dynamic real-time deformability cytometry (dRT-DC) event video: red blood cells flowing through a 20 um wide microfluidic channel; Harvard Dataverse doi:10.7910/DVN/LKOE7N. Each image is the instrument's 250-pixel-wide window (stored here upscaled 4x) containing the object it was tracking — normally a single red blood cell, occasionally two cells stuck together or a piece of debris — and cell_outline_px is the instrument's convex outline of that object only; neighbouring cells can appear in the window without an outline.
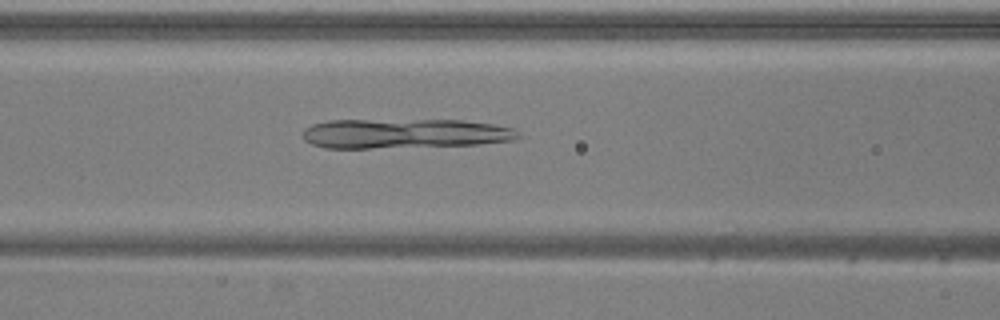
{"species": "common noctule bat (a hibernating species)", "species_latin": "Nyctalus noctula", "temperature_condition": "warm", "stored_images_in_passage": 51, "camera_frame_rate_fps": 3000, "um_per_image_px": 0.085, "animal": {"sex": "male", "body_mass_g": 20.5, "forearm_length_mm": 52.5}, "frame": {"image": 1, "passage_image": 20, "time_ms": 6.333, "image_size_px": [1000, 320], "cell_outline_px": [[520, 136], [512, 140], [476, 144], [368, 148], [324, 148], [312, 144], [304, 140], [304, 128], [312, 124], [328, 120], [464, 120], [492, 124], [516, 128], [520, 132]], "centroid_in_image_um": [34.38, 11.34], "position_along_channel_um": 132.2, "area_um2": 37.17}}
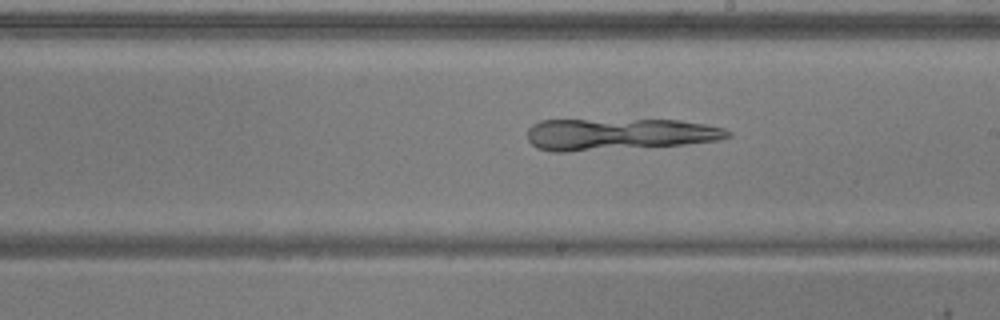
{"frame": {"image": 2, "passage_image": 28, "time_ms": 9.0, "image_size_px": [1000, 320], "cell_outline_px": [[732, 136], [720, 140], [684, 144], [568, 152], [552, 152], [536, 148], [528, 140], [528, 128], [532, 124], [540, 120], [680, 120], [704, 124], [724, 128], [732, 132]], "centroid_in_image_um": [52.6, 11.41], "position_along_channel_um": 236.4, "area_um2": 37.22}}
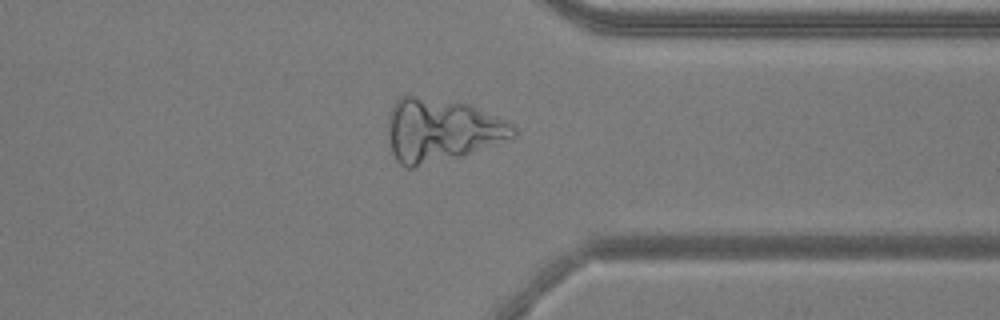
{"frame": {"image": 3, "passage_image": 39, "time_ms": 12.667, "image_size_px": [1000, 320], "cell_outline_px": [[516, 136], [512, 140], [460, 156], [412, 168], [408, 168], [400, 164], [396, 160], [392, 152], [388, 140], [388, 120], [392, 104], [400, 96], [412, 96], [472, 104], [512, 124], [516, 128]], "centroid_in_image_um": [37.53, 11.07], "position_along_channel_um": 373.9, "area_um2": 46.36}}